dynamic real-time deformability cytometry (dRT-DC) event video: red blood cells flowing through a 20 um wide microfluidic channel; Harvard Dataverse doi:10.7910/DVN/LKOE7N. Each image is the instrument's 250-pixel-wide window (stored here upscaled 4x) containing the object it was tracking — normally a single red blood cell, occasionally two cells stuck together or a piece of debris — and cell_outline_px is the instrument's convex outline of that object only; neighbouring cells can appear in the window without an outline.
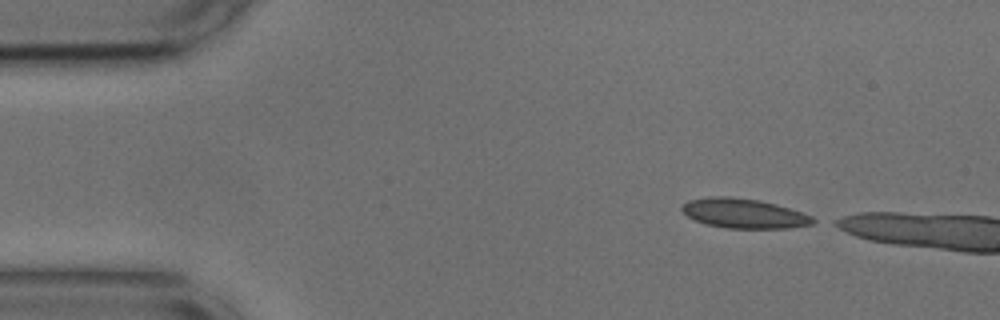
{"species": "common noctule bat (a hibernating species)", "species_latin": "Nyctalus noctula", "temperature_condition": "cold", "stored_images_in_passage": 3, "camera_frame_rate_fps": 3000, "um_per_image_px": 0.085, "animal": {"sex": "male", "body_mass_g": 17.9, "forearm_length_mm": 54.2}, "frame": {"image": 1, "passage_image": 1, "time_ms": 0.0, "image_size_px": [1000, 320], "cell_outline_px": [[820, 220], [812, 224], [788, 228], [728, 228], [708, 224], [696, 220], [688, 216], [680, 208], [688, 200], [712, 196], [728, 196], [760, 200], [776, 204], [812, 216]], "centroid_in_image_um": [63.27, 18.13], "position_along_channel_um": 21.7, "area_um2": 22.48}}